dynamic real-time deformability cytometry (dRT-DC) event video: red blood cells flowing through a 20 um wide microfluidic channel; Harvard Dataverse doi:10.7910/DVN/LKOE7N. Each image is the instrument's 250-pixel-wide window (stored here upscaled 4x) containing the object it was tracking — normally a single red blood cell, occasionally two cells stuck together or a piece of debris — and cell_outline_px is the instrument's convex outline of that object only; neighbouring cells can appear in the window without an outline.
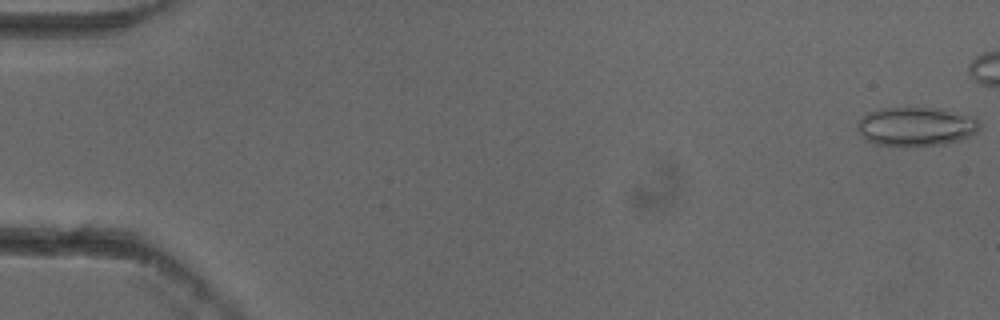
{"species": "common noctule bat (a hibernating species)", "species_latin": "Nyctalus noctula", "temperature_condition": "cold", "stored_images_in_passage": 2, "camera_frame_rate_fps": 3000, "um_per_image_px": 0.085, "animal": {"sex": "female"}, "frame": {"image": 1, "passage_image": 1, "time_ms": 0.0, "image_size_px": [1000, 320], "cell_outline_px": [[980, 128], [976, 132], [960, 140], [944, 144], [876, 144], [868, 140], [856, 128], [856, 124], [868, 112], [880, 108], [936, 108], [976, 116], [980, 120]], "centroid_in_image_um": [77.92, 10.71], "position_along_channel_um": 7.1, "area_um2": 27.22}}